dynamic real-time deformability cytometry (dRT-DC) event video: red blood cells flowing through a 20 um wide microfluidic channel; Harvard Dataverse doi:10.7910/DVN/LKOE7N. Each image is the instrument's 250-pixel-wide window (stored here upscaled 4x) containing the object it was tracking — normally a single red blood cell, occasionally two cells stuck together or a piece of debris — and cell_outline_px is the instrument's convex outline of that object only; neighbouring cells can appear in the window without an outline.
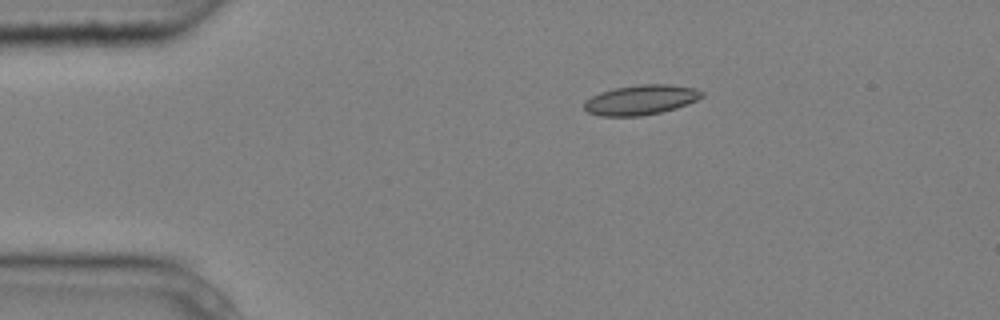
{"species": "common noctule bat (a hibernating species)", "species_latin": "Nyctalus noctula", "temperature_condition": "cold", "stored_images_in_passage": 5, "camera_frame_rate_fps": 3000, "um_per_image_px": 0.085, "animal": {"sex": "male", "body_mass_g": 20.4}, "frame": {"image": 1, "passage_image": 5, "time_ms": 1.333, "image_size_px": [1000, 320], "cell_outline_px": [[704, 96], [688, 104], [676, 108], [660, 112], [640, 116], [600, 116], [588, 112], [584, 108], [584, 104], [592, 96], [600, 92], [616, 88], [640, 84], [672, 84], [696, 88], [704, 92]], "centroid_in_image_um": [54.52, 8.48], "position_along_channel_um": 30.5, "area_um2": 20.46}}